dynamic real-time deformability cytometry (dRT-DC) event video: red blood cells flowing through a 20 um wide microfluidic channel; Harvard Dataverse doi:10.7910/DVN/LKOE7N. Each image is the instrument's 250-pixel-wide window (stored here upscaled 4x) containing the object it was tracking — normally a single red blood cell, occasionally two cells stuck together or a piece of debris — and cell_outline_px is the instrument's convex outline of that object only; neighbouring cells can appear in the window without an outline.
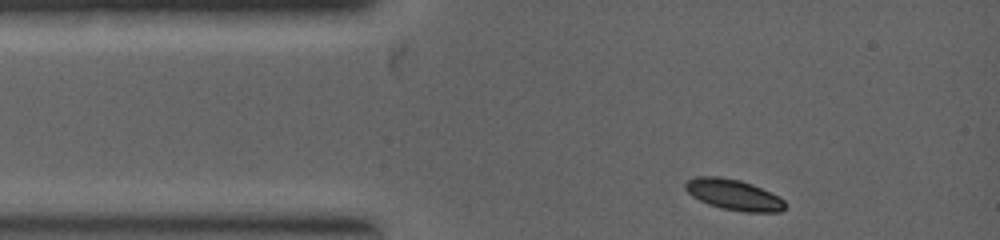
{"species": "common noctule bat (a hibernating species)", "species_latin": "Nyctalus noctula", "temperature_condition": "warm", "stored_images_in_passage": 2, "camera_frame_rate_fps": 5000, "um_per_image_px": 0.085, "animal": {"sex": "female", "body_mass_g": 19.0, "forearm_length_mm": 53.3}, "frame": {"image": 1, "passage_image": 1, "time_ms": 0.0, "image_size_px": [1000, 240], "cell_outline_px": [[784, 208], [780, 212], [748, 212], [720, 208], [708, 204], [692, 196], [684, 188], [684, 184], [688, 180], [696, 176], [720, 176], [740, 180], [752, 184], [784, 200]], "centroid_in_image_um": [62.31, 16.54], "position_along_channel_um": 22.7, "area_um2": 17.69}}